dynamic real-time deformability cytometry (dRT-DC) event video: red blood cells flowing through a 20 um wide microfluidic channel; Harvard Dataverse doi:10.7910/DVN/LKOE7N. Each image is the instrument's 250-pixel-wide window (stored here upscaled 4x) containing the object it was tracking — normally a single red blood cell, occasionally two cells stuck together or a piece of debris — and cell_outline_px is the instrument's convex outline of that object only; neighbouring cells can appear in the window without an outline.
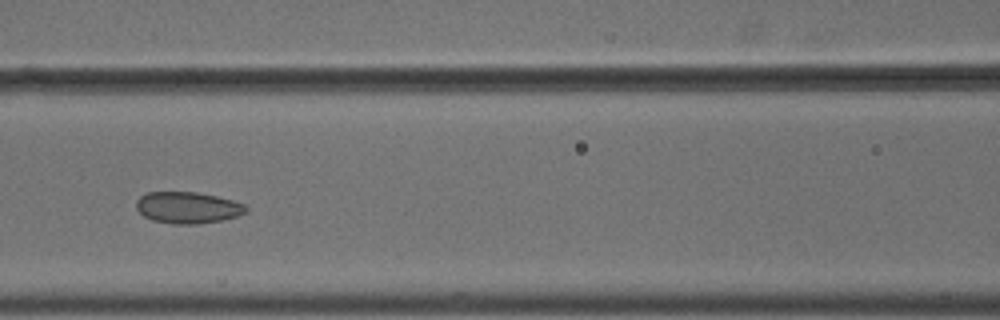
{"species": "common noctule bat (a hibernating species)", "species_latin": "Nyctalus noctula", "temperature_condition": "cold", "stored_images_in_passage": 8, "camera_frame_rate_fps": 3000, "um_per_image_px": 0.085, "animal": {"sex": "male", "body_mass_g": 18.8}, "frame": {"image": 1, "passage_image": 6, "time_ms": 1.667, "image_size_px": [1000, 320], "cell_outline_px": [[248, 208], [244, 212], [236, 216], [220, 220], [196, 224], [172, 224], [152, 220], [144, 216], [136, 208], [136, 200], [140, 196], [148, 192], [196, 192], [216, 196], [232, 200], [244, 204]], "centroid_in_image_um": [15.91, 17.64], "position_along_channel_um": 150.7, "area_um2": 20.0}}
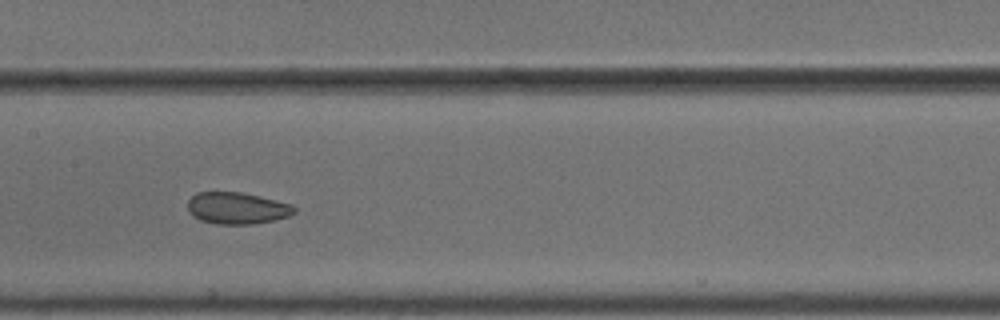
{"frame": {"image": 2, "passage_image": 7, "time_ms": 2.0, "image_size_px": [1000, 320], "cell_outline_px": [[296, 212], [288, 216], [256, 224], [216, 224], [200, 220], [192, 216], [188, 212], [188, 200], [196, 192], [240, 192], [260, 196], [292, 204], [296, 208]], "centroid_in_image_um": [20.13, 17.69], "position_along_channel_um": 187.3, "area_um2": 19.83}}
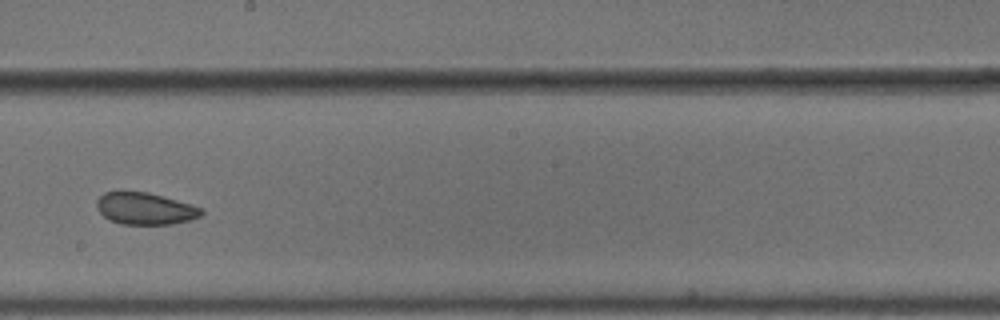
{"frame": {"image": 3, "passage_image": 8, "time_ms": 2.333, "image_size_px": [1000, 320], "cell_outline_px": [[204, 212], [200, 216], [188, 220], [172, 224], [120, 224], [108, 220], [96, 208], [96, 200], [104, 192], [120, 188], [148, 192], [176, 200], [200, 208]], "centroid_in_image_um": [12.22, 17.69], "position_along_channel_um": 236.0, "area_um2": 19.88}}